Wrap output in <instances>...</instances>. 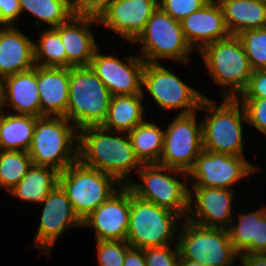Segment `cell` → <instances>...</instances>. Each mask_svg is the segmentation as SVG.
Listing matches in <instances>:
<instances>
[{
	"label": "cell",
	"mask_w": 266,
	"mask_h": 266,
	"mask_svg": "<svg viewBox=\"0 0 266 266\" xmlns=\"http://www.w3.org/2000/svg\"><path fill=\"white\" fill-rule=\"evenodd\" d=\"M253 70L266 64V27L246 30L238 34Z\"/></svg>",
	"instance_id": "d6a6232c"
},
{
	"label": "cell",
	"mask_w": 266,
	"mask_h": 266,
	"mask_svg": "<svg viewBox=\"0 0 266 266\" xmlns=\"http://www.w3.org/2000/svg\"><path fill=\"white\" fill-rule=\"evenodd\" d=\"M136 173L142 182L133 180L126 185L134 195L175 212L183 219L187 217L190 195V188L185 184L187 172L160 164H142ZM172 173L183 180L175 174L170 176Z\"/></svg>",
	"instance_id": "8992f818"
},
{
	"label": "cell",
	"mask_w": 266,
	"mask_h": 266,
	"mask_svg": "<svg viewBox=\"0 0 266 266\" xmlns=\"http://www.w3.org/2000/svg\"><path fill=\"white\" fill-rule=\"evenodd\" d=\"M114 0H72L74 15L100 19Z\"/></svg>",
	"instance_id": "74e56055"
},
{
	"label": "cell",
	"mask_w": 266,
	"mask_h": 266,
	"mask_svg": "<svg viewBox=\"0 0 266 266\" xmlns=\"http://www.w3.org/2000/svg\"><path fill=\"white\" fill-rule=\"evenodd\" d=\"M142 94L112 96L109 109L101 127L110 131L128 133L145 119Z\"/></svg>",
	"instance_id": "d4e9b609"
},
{
	"label": "cell",
	"mask_w": 266,
	"mask_h": 266,
	"mask_svg": "<svg viewBox=\"0 0 266 266\" xmlns=\"http://www.w3.org/2000/svg\"><path fill=\"white\" fill-rule=\"evenodd\" d=\"M130 247L126 240L97 241L99 266H123L126 251Z\"/></svg>",
	"instance_id": "836d02e7"
},
{
	"label": "cell",
	"mask_w": 266,
	"mask_h": 266,
	"mask_svg": "<svg viewBox=\"0 0 266 266\" xmlns=\"http://www.w3.org/2000/svg\"><path fill=\"white\" fill-rule=\"evenodd\" d=\"M217 106L205 97L201 111H208L202 120L203 150L231 156H244L243 123H247L242 104L237 98H222Z\"/></svg>",
	"instance_id": "7a4b0ae2"
},
{
	"label": "cell",
	"mask_w": 266,
	"mask_h": 266,
	"mask_svg": "<svg viewBox=\"0 0 266 266\" xmlns=\"http://www.w3.org/2000/svg\"><path fill=\"white\" fill-rule=\"evenodd\" d=\"M28 154L33 165L62 172L78 160V130L63 116L38 117Z\"/></svg>",
	"instance_id": "3957f363"
},
{
	"label": "cell",
	"mask_w": 266,
	"mask_h": 266,
	"mask_svg": "<svg viewBox=\"0 0 266 266\" xmlns=\"http://www.w3.org/2000/svg\"><path fill=\"white\" fill-rule=\"evenodd\" d=\"M178 266H205L200 262H195L189 259H184L183 257L179 258Z\"/></svg>",
	"instance_id": "ee69618b"
},
{
	"label": "cell",
	"mask_w": 266,
	"mask_h": 266,
	"mask_svg": "<svg viewBox=\"0 0 266 266\" xmlns=\"http://www.w3.org/2000/svg\"><path fill=\"white\" fill-rule=\"evenodd\" d=\"M180 23L187 42L193 50L195 48L199 52L206 45L230 35L225 25L222 7L217 0H209Z\"/></svg>",
	"instance_id": "ffe728a7"
},
{
	"label": "cell",
	"mask_w": 266,
	"mask_h": 266,
	"mask_svg": "<svg viewBox=\"0 0 266 266\" xmlns=\"http://www.w3.org/2000/svg\"><path fill=\"white\" fill-rule=\"evenodd\" d=\"M69 101L65 118L79 131L101 126L111 100V93L90 66L69 68Z\"/></svg>",
	"instance_id": "277c9868"
},
{
	"label": "cell",
	"mask_w": 266,
	"mask_h": 266,
	"mask_svg": "<svg viewBox=\"0 0 266 266\" xmlns=\"http://www.w3.org/2000/svg\"><path fill=\"white\" fill-rule=\"evenodd\" d=\"M262 70L266 72V64L264 65V67L262 68Z\"/></svg>",
	"instance_id": "f6af8a7d"
},
{
	"label": "cell",
	"mask_w": 266,
	"mask_h": 266,
	"mask_svg": "<svg viewBox=\"0 0 266 266\" xmlns=\"http://www.w3.org/2000/svg\"><path fill=\"white\" fill-rule=\"evenodd\" d=\"M96 18L72 15L66 22L55 27L66 52V68L89 66L99 48L91 31Z\"/></svg>",
	"instance_id": "d6986e66"
},
{
	"label": "cell",
	"mask_w": 266,
	"mask_h": 266,
	"mask_svg": "<svg viewBox=\"0 0 266 266\" xmlns=\"http://www.w3.org/2000/svg\"><path fill=\"white\" fill-rule=\"evenodd\" d=\"M157 8L158 0H114L99 24L133 43Z\"/></svg>",
	"instance_id": "ac0fdd59"
},
{
	"label": "cell",
	"mask_w": 266,
	"mask_h": 266,
	"mask_svg": "<svg viewBox=\"0 0 266 266\" xmlns=\"http://www.w3.org/2000/svg\"><path fill=\"white\" fill-rule=\"evenodd\" d=\"M78 160L85 166L113 176L122 186L131 181L130 173L137 172L142 165L135 156L127 133L110 131L101 126L78 131Z\"/></svg>",
	"instance_id": "6da1fadb"
},
{
	"label": "cell",
	"mask_w": 266,
	"mask_h": 266,
	"mask_svg": "<svg viewBox=\"0 0 266 266\" xmlns=\"http://www.w3.org/2000/svg\"><path fill=\"white\" fill-rule=\"evenodd\" d=\"M31 165L32 160L26 151L0 150V188L9 192L22 180Z\"/></svg>",
	"instance_id": "1f68e13d"
},
{
	"label": "cell",
	"mask_w": 266,
	"mask_h": 266,
	"mask_svg": "<svg viewBox=\"0 0 266 266\" xmlns=\"http://www.w3.org/2000/svg\"><path fill=\"white\" fill-rule=\"evenodd\" d=\"M34 41L17 26H0V81L35 67Z\"/></svg>",
	"instance_id": "7402d4cb"
},
{
	"label": "cell",
	"mask_w": 266,
	"mask_h": 266,
	"mask_svg": "<svg viewBox=\"0 0 266 266\" xmlns=\"http://www.w3.org/2000/svg\"><path fill=\"white\" fill-rule=\"evenodd\" d=\"M143 86L147 88L159 107L163 110L180 109L178 115L197 112L206 97L160 63H145L142 75Z\"/></svg>",
	"instance_id": "8fae6325"
},
{
	"label": "cell",
	"mask_w": 266,
	"mask_h": 266,
	"mask_svg": "<svg viewBox=\"0 0 266 266\" xmlns=\"http://www.w3.org/2000/svg\"><path fill=\"white\" fill-rule=\"evenodd\" d=\"M125 60L99 54L97 49L89 65L112 96L142 94V75L146 62L139 55L126 57Z\"/></svg>",
	"instance_id": "9a60e30c"
},
{
	"label": "cell",
	"mask_w": 266,
	"mask_h": 266,
	"mask_svg": "<svg viewBox=\"0 0 266 266\" xmlns=\"http://www.w3.org/2000/svg\"><path fill=\"white\" fill-rule=\"evenodd\" d=\"M258 170L245 156H231L203 150L188 170L191 187L232 189L234 183ZM194 182H193V181Z\"/></svg>",
	"instance_id": "4fadbf2b"
},
{
	"label": "cell",
	"mask_w": 266,
	"mask_h": 266,
	"mask_svg": "<svg viewBox=\"0 0 266 266\" xmlns=\"http://www.w3.org/2000/svg\"><path fill=\"white\" fill-rule=\"evenodd\" d=\"M133 43L141 45L140 57L149 63L170 59L187 64L193 50L184 36L181 23L159 6L146 23L144 31Z\"/></svg>",
	"instance_id": "30bf717a"
},
{
	"label": "cell",
	"mask_w": 266,
	"mask_h": 266,
	"mask_svg": "<svg viewBox=\"0 0 266 266\" xmlns=\"http://www.w3.org/2000/svg\"><path fill=\"white\" fill-rule=\"evenodd\" d=\"M230 35L266 27V0H217Z\"/></svg>",
	"instance_id": "cb8c5ba5"
},
{
	"label": "cell",
	"mask_w": 266,
	"mask_h": 266,
	"mask_svg": "<svg viewBox=\"0 0 266 266\" xmlns=\"http://www.w3.org/2000/svg\"><path fill=\"white\" fill-rule=\"evenodd\" d=\"M175 239L180 257L205 266H234L239 259L226 229L204 227L185 218Z\"/></svg>",
	"instance_id": "9c48e42d"
},
{
	"label": "cell",
	"mask_w": 266,
	"mask_h": 266,
	"mask_svg": "<svg viewBox=\"0 0 266 266\" xmlns=\"http://www.w3.org/2000/svg\"><path fill=\"white\" fill-rule=\"evenodd\" d=\"M37 118L0 109V150L28 152Z\"/></svg>",
	"instance_id": "4316f807"
},
{
	"label": "cell",
	"mask_w": 266,
	"mask_h": 266,
	"mask_svg": "<svg viewBox=\"0 0 266 266\" xmlns=\"http://www.w3.org/2000/svg\"><path fill=\"white\" fill-rule=\"evenodd\" d=\"M41 116L65 117L69 101V68L37 66Z\"/></svg>",
	"instance_id": "603a6c76"
},
{
	"label": "cell",
	"mask_w": 266,
	"mask_h": 266,
	"mask_svg": "<svg viewBox=\"0 0 266 266\" xmlns=\"http://www.w3.org/2000/svg\"><path fill=\"white\" fill-rule=\"evenodd\" d=\"M7 105L16 111L14 114L41 117L37 66L0 81V109L5 110Z\"/></svg>",
	"instance_id": "44dd1931"
},
{
	"label": "cell",
	"mask_w": 266,
	"mask_h": 266,
	"mask_svg": "<svg viewBox=\"0 0 266 266\" xmlns=\"http://www.w3.org/2000/svg\"><path fill=\"white\" fill-rule=\"evenodd\" d=\"M174 246V248H170ZM144 250L146 266H178L180 258L177 241L175 245L149 247Z\"/></svg>",
	"instance_id": "d590c367"
},
{
	"label": "cell",
	"mask_w": 266,
	"mask_h": 266,
	"mask_svg": "<svg viewBox=\"0 0 266 266\" xmlns=\"http://www.w3.org/2000/svg\"><path fill=\"white\" fill-rule=\"evenodd\" d=\"M237 98L266 99V72L262 69L253 70L248 86Z\"/></svg>",
	"instance_id": "f35d334b"
},
{
	"label": "cell",
	"mask_w": 266,
	"mask_h": 266,
	"mask_svg": "<svg viewBox=\"0 0 266 266\" xmlns=\"http://www.w3.org/2000/svg\"><path fill=\"white\" fill-rule=\"evenodd\" d=\"M237 99L244 108L247 123L266 136V99Z\"/></svg>",
	"instance_id": "e575fe53"
},
{
	"label": "cell",
	"mask_w": 266,
	"mask_h": 266,
	"mask_svg": "<svg viewBox=\"0 0 266 266\" xmlns=\"http://www.w3.org/2000/svg\"><path fill=\"white\" fill-rule=\"evenodd\" d=\"M180 219V222H179ZM183 218L166 208L141 199L130 190V216L126 241L133 248L146 249L174 244ZM179 224H178V222Z\"/></svg>",
	"instance_id": "52a82bcc"
},
{
	"label": "cell",
	"mask_w": 266,
	"mask_h": 266,
	"mask_svg": "<svg viewBox=\"0 0 266 266\" xmlns=\"http://www.w3.org/2000/svg\"><path fill=\"white\" fill-rule=\"evenodd\" d=\"M20 16L19 0H0V26H14Z\"/></svg>",
	"instance_id": "ab89813d"
},
{
	"label": "cell",
	"mask_w": 266,
	"mask_h": 266,
	"mask_svg": "<svg viewBox=\"0 0 266 266\" xmlns=\"http://www.w3.org/2000/svg\"><path fill=\"white\" fill-rule=\"evenodd\" d=\"M34 43L36 66L66 68V52L59 32L55 28H46Z\"/></svg>",
	"instance_id": "4dcf8cb0"
},
{
	"label": "cell",
	"mask_w": 266,
	"mask_h": 266,
	"mask_svg": "<svg viewBox=\"0 0 266 266\" xmlns=\"http://www.w3.org/2000/svg\"><path fill=\"white\" fill-rule=\"evenodd\" d=\"M123 266H146L144 250L130 247L126 251Z\"/></svg>",
	"instance_id": "60d3db41"
},
{
	"label": "cell",
	"mask_w": 266,
	"mask_h": 266,
	"mask_svg": "<svg viewBox=\"0 0 266 266\" xmlns=\"http://www.w3.org/2000/svg\"><path fill=\"white\" fill-rule=\"evenodd\" d=\"M209 0H158V6L176 21L198 11Z\"/></svg>",
	"instance_id": "8d00e7d4"
},
{
	"label": "cell",
	"mask_w": 266,
	"mask_h": 266,
	"mask_svg": "<svg viewBox=\"0 0 266 266\" xmlns=\"http://www.w3.org/2000/svg\"><path fill=\"white\" fill-rule=\"evenodd\" d=\"M127 134L141 164H159L163 152L164 130L154 122L144 120Z\"/></svg>",
	"instance_id": "83f0119b"
},
{
	"label": "cell",
	"mask_w": 266,
	"mask_h": 266,
	"mask_svg": "<svg viewBox=\"0 0 266 266\" xmlns=\"http://www.w3.org/2000/svg\"><path fill=\"white\" fill-rule=\"evenodd\" d=\"M186 219L209 228L228 230L233 220V189L191 187Z\"/></svg>",
	"instance_id": "2e32d148"
},
{
	"label": "cell",
	"mask_w": 266,
	"mask_h": 266,
	"mask_svg": "<svg viewBox=\"0 0 266 266\" xmlns=\"http://www.w3.org/2000/svg\"><path fill=\"white\" fill-rule=\"evenodd\" d=\"M239 259L242 266H266V252L244 253Z\"/></svg>",
	"instance_id": "b9f144b4"
},
{
	"label": "cell",
	"mask_w": 266,
	"mask_h": 266,
	"mask_svg": "<svg viewBox=\"0 0 266 266\" xmlns=\"http://www.w3.org/2000/svg\"><path fill=\"white\" fill-rule=\"evenodd\" d=\"M199 53L211 79L225 89L220 97L237 98L248 86L253 69L238 35L210 43Z\"/></svg>",
	"instance_id": "5b68a950"
},
{
	"label": "cell",
	"mask_w": 266,
	"mask_h": 266,
	"mask_svg": "<svg viewBox=\"0 0 266 266\" xmlns=\"http://www.w3.org/2000/svg\"><path fill=\"white\" fill-rule=\"evenodd\" d=\"M130 216V189L122 186L82 221L95 229L97 241L126 240Z\"/></svg>",
	"instance_id": "e0dca14e"
},
{
	"label": "cell",
	"mask_w": 266,
	"mask_h": 266,
	"mask_svg": "<svg viewBox=\"0 0 266 266\" xmlns=\"http://www.w3.org/2000/svg\"><path fill=\"white\" fill-rule=\"evenodd\" d=\"M255 252H266V213L258 222L257 241H255Z\"/></svg>",
	"instance_id": "7bdbcfd3"
},
{
	"label": "cell",
	"mask_w": 266,
	"mask_h": 266,
	"mask_svg": "<svg viewBox=\"0 0 266 266\" xmlns=\"http://www.w3.org/2000/svg\"><path fill=\"white\" fill-rule=\"evenodd\" d=\"M196 113L177 114L166 127L160 165L185 172L193 166L203 151L202 121L197 122Z\"/></svg>",
	"instance_id": "7c38bea8"
},
{
	"label": "cell",
	"mask_w": 266,
	"mask_h": 266,
	"mask_svg": "<svg viewBox=\"0 0 266 266\" xmlns=\"http://www.w3.org/2000/svg\"><path fill=\"white\" fill-rule=\"evenodd\" d=\"M265 213L266 207L264 206V208L252 212L238 213V221H232L228 232L234 250L239 256L244 253L255 252L258 222Z\"/></svg>",
	"instance_id": "f1b7e54d"
},
{
	"label": "cell",
	"mask_w": 266,
	"mask_h": 266,
	"mask_svg": "<svg viewBox=\"0 0 266 266\" xmlns=\"http://www.w3.org/2000/svg\"><path fill=\"white\" fill-rule=\"evenodd\" d=\"M59 185L81 221L122 187L113 176L85 166L79 160L59 172Z\"/></svg>",
	"instance_id": "ba28073f"
},
{
	"label": "cell",
	"mask_w": 266,
	"mask_h": 266,
	"mask_svg": "<svg viewBox=\"0 0 266 266\" xmlns=\"http://www.w3.org/2000/svg\"><path fill=\"white\" fill-rule=\"evenodd\" d=\"M21 15L27 11L41 22L58 27L72 15V0H19Z\"/></svg>",
	"instance_id": "f546056e"
},
{
	"label": "cell",
	"mask_w": 266,
	"mask_h": 266,
	"mask_svg": "<svg viewBox=\"0 0 266 266\" xmlns=\"http://www.w3.org/2000/svg\"><path fill=\"white\" fill-rule=\"evenodd\" d=\"M59 184V171L48 166L31 165L22 180L9 193L19 200L41 204Z\"/></svg>",
	"instance_id": "484cf974"
},
{
	"label": "cell",
	"mask_w": 266,
	"mask_h": 266,
	"mask_svg": "<svg viewBox=\"0 0 266 266\" xmlns=\"http://www.w3.org/2000/svg\"><path fill=\"white\" fill-rule=\"evenodd\" d=\"M41 219L35 235L34 245L48 257L52 246L64 231L72 227H82V221L76 215L66 192L58 184L39 204Z\"/></svg>",
	"instance_id": "5bb4252c"
}]
</instances>
